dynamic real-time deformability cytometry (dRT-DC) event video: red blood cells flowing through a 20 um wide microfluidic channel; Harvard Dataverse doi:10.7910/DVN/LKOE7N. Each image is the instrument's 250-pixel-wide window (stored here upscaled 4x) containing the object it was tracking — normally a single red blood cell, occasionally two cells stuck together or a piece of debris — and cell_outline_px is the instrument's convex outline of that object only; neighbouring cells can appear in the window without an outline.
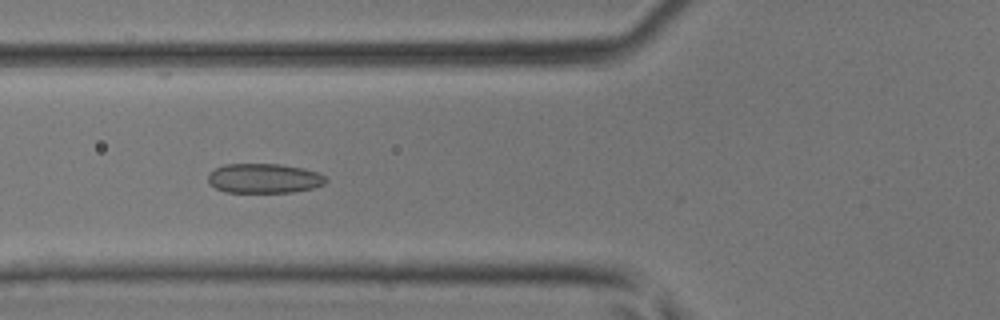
{"species": "common noctule bat (a hibernating species)", "species_latin": "Nyctalus noctula", "temperature_condition": "room temperature", "stored_images_in_passage": 46, "camera_frame_rate_fps": 3000, "um_per_image_px": 0.085, "animal": {"sex": "male", "body_mass_g": 17.9, "forearm_length_mm": 54.2}, "frame": {"image": 1, "passage_image": 17, "time_ms": 5.333, "image_size_px": [1000, 320], "cell_outline_px": [[328, 180], [324, 184], [312, 188], [292, 192], [224, 192], [208, 184], [208, 172], [224, 164], [280, 164], [304, 168], [320, 172]], "centroid_in_image_um": [22.43, 15.15], "position_along_channel_um": 103.4, "area_um2": 20.52}}
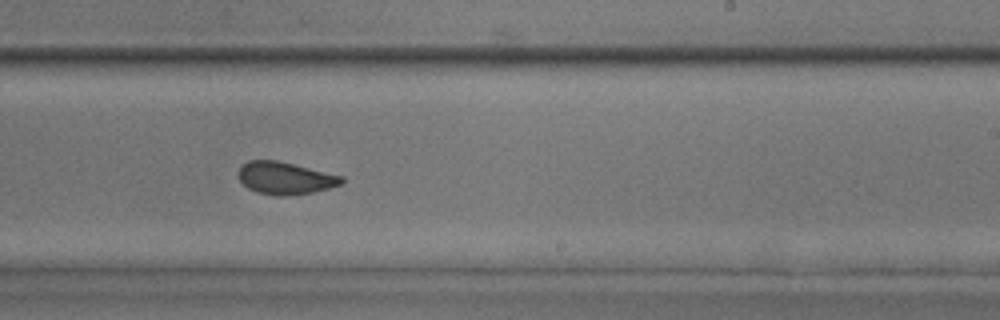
{"frame": {"image": 2, "passage_image": 28, "time_ms": 9.0, "image_size_px": [1000, 320], "cell_outline_px": [[344, 180], [340, 184], [328, 188], [312, 192], [288, 196], [276, 196], [260, 192], [248, 188], [236, 176], [240, 164], [248, 160], [276, 160], [344, 176]], "centroid_in_image_um": [24.19, 15.13], "position_along_channel_um": 264.8, "area_um2": 19.48}}
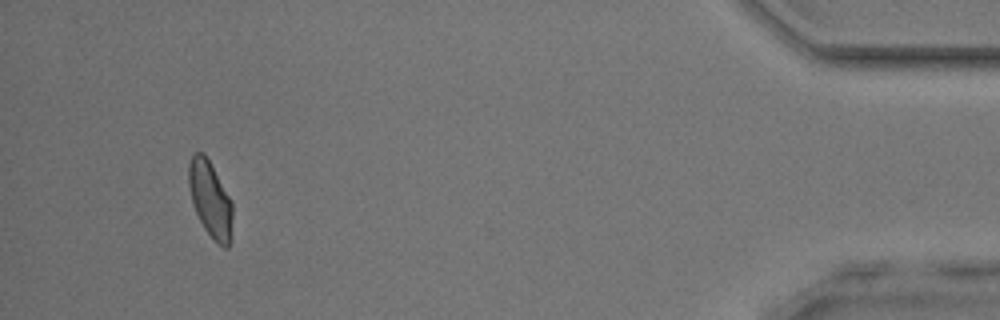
{"frame": {"image": 3, "passage_image": 43, "time_ms": 14.0, "image_size_px": [1000, 320], "cell_outline_px": [[232, 240], [228, 248], [224, 248], [216, 244], [204, 228], [192, 204], [188, 184], [188, 164], [192, 152], [204, 152], [232, 200]], "centroid_in_image_um": [17.88, 16.96], "position_along_channel_um": 417.3, "area_um2": 19.88}}